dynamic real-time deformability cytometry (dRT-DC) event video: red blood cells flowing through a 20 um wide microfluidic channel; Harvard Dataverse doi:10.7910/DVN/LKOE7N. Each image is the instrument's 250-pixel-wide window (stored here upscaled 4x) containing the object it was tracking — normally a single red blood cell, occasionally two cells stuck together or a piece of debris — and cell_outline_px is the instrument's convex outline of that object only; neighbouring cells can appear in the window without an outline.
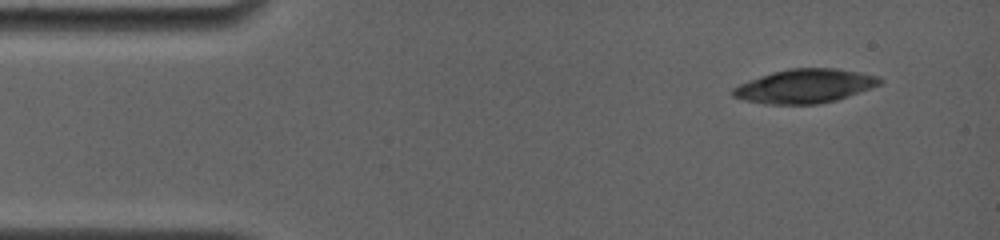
{"species": "common noctule bat (a hibernating species)", "species_latin": "Nyctalus noctula", "temperature_condition": "room temperature", "stored_images_in_passage": 7, "camera_frame_rate_fps": 4000, "um_per_image_px": 0.085, "animal": {"sex": "female", "body_mass_g": 19.0, "forearm_length_mm": 56.7}, "frame": {"image": 1, "passage_image": 1, "time_ms": 0.0, "image_size_px": [1000, 240], "cell_outline_px": [[884, 80], [880, 84], [872, 88], [836, 100], [816, 104], [764, 104], [744, 100], [732, 96], [732, 88], [748, 80], [772, 72], [788, 68], [832, 68], [860, 72], [880, 76]], "centroid_in_image_um": [68.42, 7.31], "position_along_channel_um": 16.6, "area_um2": 29.13}}
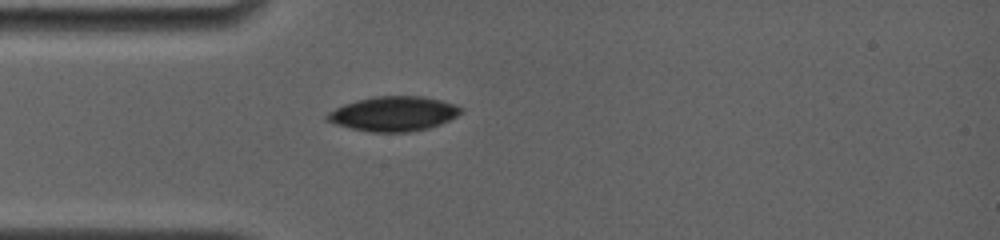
{"frame": {"image": 2, "passage_image": 5, "time_ms": 3.25, "image_size_px": [1000, 240], "cell_outline_px": [[464, 112], [440, 124], [428, 128], [408, 132], [372, 132], [352, 128], [336, 124], [324, 120], [324, 116], [328, 112], [344, 104], [356, 100], [372, 96], [424, 96], [440, 100], [464, 108]], "centroid_in_image_um": [33.44, 9.66], "position_along_channel_um": 51.6, "area_um2": 27.05}}
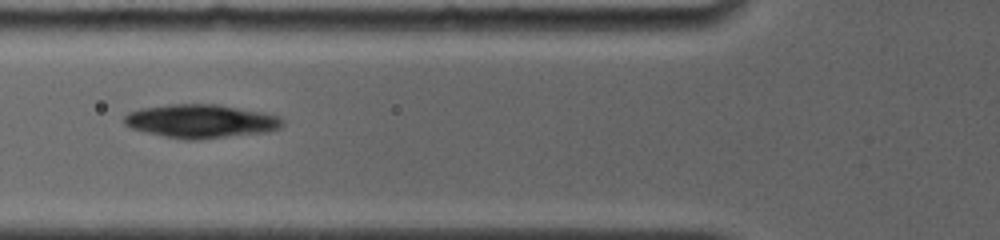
{"frame": {"image": 3, "passage_image": 7, "time_ms": 5.0, "image_size_px": [1000, 240], "cell_outline_px": [[284, 124], [280, 128], [268, 132], [200, 140], [184, 140], [164, 136], [132, 128], [124, 124], [124, 116], [128, 112], [140, 108], [168, 104], [216, 104], [264, 112], [280, 116], [284, 120]], "centroid_in_image_um": [17.11, 10.3], "position_along_channel_um": 108.7, "area_um2": 31.27}}